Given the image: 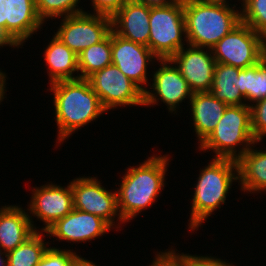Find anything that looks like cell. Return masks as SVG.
Masks as SVG:
<instances>
[{
    "instance_id": "cell-11",
    "label": "cell",
    "mask_w": 266,
    "mask_h": 266,
    "mask_svg": "<svg viewBox=\"0 0 266 266\" xmlns=\"http://www.w3.org/2000/svg\"><path fill=\"white\" fill-rule=\"evenodd\" d=\"M74 209L101 217L111 227L118 212L117 193L109 192L95 178H77L71 182Z\"/></svg>"
},
{
    "instance_id": "cell-9",
    "label": "cell",
    "mask_w": 266,
    "mask_h": 266,
    "mask_svg": "<svg viewBox=\"0 0 266 266\" xmlns=\"http://www.w3.org/2000/svg\"><path fill=\"white\" fill-rule=\"evenodd\" d=\"M112 64L144 91V105L155 104V94L142 88L140 83H147V63L156 56L143 44H139L117 35L111 30Z\"/></svg>"
},
{
    "instance_id": "cell-26",
    "label": "cell",
    "mask_w": 266,
    "mask_h": 266,
    "mask_svg": "<svg viewBox=\"0 0 266 266\" xmlns=\"http://www.w3.org/2000/svg\"><path fill=\"white\" fill-rule=\"evenodd\" d=\"M241 22L256 33L266 36V0H246L243 4Z\"/></svg>"
},
{
    "instance_id": "cell-24",
    "label": "cell",
    "mask_w": 266,
    "mask_h": 266,
    "mask_svg": "<svg viewBox=\"0 0 266 266\" xmlns=\"http://www.w3.org/2000/svg\"><path fill=\"white\" fill-rule=\"evenodd\" d=\"M77 57L78 69L82 73L80 79H87L94 72L111 65V31L102 41L84 49Z\"/></svg>"
},
{
    "instance_id": "cell-31",
    "label": "cell",
    "mask_w": 266,
    "mask_h": 266,
    "mask_svg": "<svg viewBox=\"0 0 266 266\" xmlns=\"http://www.w3.org/2000/svg\"><path fill=\"white\" fill-rule=\"evenodd\" d=\"M151 266H186V255H176L175 251L159 253Z\"/></svg>"
},
{
    "instance_id": "cell-5",
    "label": "cell",
    "mask_w": 266,
    "mask_h": 266,
    "mask_svg": "<svg viewBox=\"0 0 266 266\" xmlns=\"http://www.w3.org/2000/svg\"><path fill=\"white\" fill-rule=\"evenodd\" d=\"M246 142L237 155L236 145ZM256 142L251 125L250 105H229L212 133L200 143V148L213 149L217 158L237 160ZM249 146V147H248Z\"/></svg>"
},
{
    "instance_id": "cell-1",
    "label": "cell",
    "mask_w": 266,
    "mask_h": 266,
    "mask_svg": "<svg viewBox=\"0 0 266 266\" xmlns=\"http://www.w3.org/2000/svg\"><path fill=\"white\" fill-rule=\"evenodd\" d=\"M60 142L106 111L87 79L51 84Z\"/></svg>"
},
{
    "instance_id": "cell-7",
    "label": "cell",
    "mask_w": 266,
    "mask_h": 266,
    "mask_svg": "<svg viewBox=\"0 0 266 266\" xmlns=\"http://www.w3.org/2000/svg\"><path fill=\"white\" fill-rule=\"evenodd\" d=\"M216 63L247 68L265 56L264 37L242 22L211 49Z\"/></svg>"
},
{
    "instance_id": "cell-14",
    "label": "cell",
    "mask_w": 266,
    "mask_h": 266,
    "mask_svg": "<svg viewBox=\"0 0 266 266\" xmlns=\"http://www.w3.org/2000/svg\"><path fill=\"white\" fill-rule=\"evenodd\" d=\"M110 228L111 226L101 217L73 209L45 232L58 237L59 240L83 242L103 235Z\"/></svg>"
},
{
    "instance_id": "cell-36",
    "label": "cell",
    "mask_w": 266,
    "mask_h": 266,
    "mask_svg": "<svg viewBox=\"0 0 266 266\" xmlns=\"http://www.w3.org/2000/svg\"><path fill=\"white\" fill-rule=\"evenodd\" d=\"M72 266H96L92 262L81 258L80 256L76 259Z\"/></svg>"
},
{
    "instance_id": "cell-35",
    "label": "cell",
    "mask_w": 266,
    "mask_h": 266,
    "mask_svg": "<svg viewBox=\"0 0 266 266\" xmlns=\"http://www.w3.org/2000/svg\"><path fill=\"white\" fill-rule=\"evenodd\" d=\"M135 1H140V2H145L147 4H151V5H158V4H169L172 2H175L177 0H135Z\"/></svg>"
},
{
    "instance_id": "cell-2",
    "label": "cell",
    "mask_w": 266,
    "mask_h": 266,
    "mask_svg": "<svg viewBox=\"0 0 266 266\" xmlns=\"http://www.w3.org/2000/svg\"><path fill=\"white\" fill-rule=\"evenodd\" d=\"M227 3L184 0L186 38L189 45L212 49L241 23L239 12Z\"/></svg>"
},
{
    "instance_id": "cell-23",
    "label": "cell",
    "mask_w": 266,
    "mask_h": 266,
    "mask_svg": "<svg viewBox=\"0 0 266 266\" xmlns=\"http://www.w3.org/2000/svg\"><path fill=\"white\" fill-rule=\"evenodd\" d=\"M238 88L245 100L266 98V55L257 64L239 70Z\"/></svg>"
},
{
    "instance_id": "cell-15",
    "label": "cell",
    "mask_w": 266,
    "mask_h": 266,
    "mask_svg": "<svg viewBox=\"0 0 266 266\" xmlns=\"http://www.w3.org/2000/svg\"><path fill=\"white\" fill-rule=\"evenodd\" d=\"M150 9L151 4L129 0L112 17V30L124 39L148 47Z\"/></svg>"
},
{
    "instance_id": "cell-34",
    "label": "cell",
    "mask_w": 266,
    "mask_h": 266,
    "mask_svg": "<svg viewBox=\"0 0 266 266\" xmlns=\"http://www.w3.org/2000/svg\"><path fill=\"white\" fill-rule=\"evenodd\" d=\"M2 45H10V46H18L5 32L3 28L0 27V46Z\"/></svg>"
},
{
    "instance_id": "cell-28",
    "label": "cell",
    "mask_w": 266,
    "mask_h": 266,
    "mask_svg": "<svg viewBox=\"0 0 266 266\" xmlns=\"http://www.w3.org/2000/svg\"><path fill=\"white\" fill-rule=\"evenodd\" d=\"M250 105L252 132L256 142L263 139L266 135V98Z\"/></svg>"
},
{
    "instance_id": "cell-18",
    "label": "cell",
    "mask_w": 266,
    "mask_h": 266,
    "mask_svg": "<svg viewBox=\"0 0 266 266\" xmlns=\"http://www.w3.org/2000/svg\"><path fill=\"white\" fill-rule=\"evenodd\" d=\"M160 62L162 67L154 74L153 90L162 99L161 101L169 106L168 109L174 111L177 104L181 103L185 98H191L193 93L179 69L167 65L169 59H160ZM187 95L188 97H186Z\"/></svg>"
},
{
    "instance_id": "cell-4",
    "label": "cell",
    "mask_w": 266,
    "mask_h": 266,
    "mask_svg": "<svg viewBox=\"0 0 266 266\" xmlns=\"http://www.w3.org/2000/svg\"><path fill=\"white\" fill-rule=\"evenodd\" d=\"M238 172L237 161L228 158L213 159L201 170L193 196L190 228L196 229L223 203L233 180H238L233 171Z\"/></svg>"
},
{
    "instance_id": "cell-29",
    "label": "cell",
    "mask_w": 266,
    "mask_h": 266,
    "mask_svg": "<svg viewBox=\"0 0 266 266\" xmlns=\"http://www.w3.org/2000/svg\"><path fill=\"white\" fill-rule=\"evenodd\" d=\"M78 257L70 250L48 248L36 266H72Z\"/></svg>"
},
{
    "instance_id": "cell-10",
    "label": "cell",
    "mask_w": 266,
    "mask_h": 266,
    "mask_svg": "<svg viewBox=\"0 0 266 266\" xmlns=\"http://www.w3.org/2000/svg\"><path fill=\"white\" fill-rule=\"evenodd\" d=\"M94 15L83 12L65 16L55 35L75 54H80L84 49L102 41L112 30L111 17Z\"/></svg>"
},
{
    "instance_id": "cell-17",
    "label": "cell",
    "mask_w": 266,
    "mask_h": 266,
    "mask_svg": "<svg viewBox=\"0 0 266 266\" xmlns=\"http://www.w3.org/2000/svg\"><path fill=\"white\" fill-rule=\"evenodd\" d=\"M29 215L17 206L0 209V247L8 253L26 241L36 230Z\"/></svg>"
},
{
    "instance_id": "cell-3",
    "label": "cell",
    "mask_w": 266,
    "mask_h": 266,
    "mask_svg": "<svg viewBox=\"0 0 266 266\" xmlns=\"http://www.w3.org/2000/svg\"><path fill=\"white\" fill-rule=\"evenodd\" d=\"M168 157H150L137 168H129L117 193L121 222L136 216L150 206L164 186Z\"/></svg>"
},
{
    "instance_id": "cell-27",
    "label": "cell",
    "mask_w": 266,
    "mask_h": 266,
    "mask_svg": "<svg viewBox=\"0 0 266 266\" xmlns=\"http://www.w3.org/2000/svg\"><path fill=\"white\" fill-rule=\"evenodd\" d=\"M36 10L44 21L45 18L57 17L66 14L65 16H71L83 13L80 9L76 10V4L79 0H35Z\"/></svg>"
},
{
    "instance_id": "cell-25",
    "label": "cell",
    "mask_w": 266,
    "mask_h": 266,
    "mask_svg": "<svg viewBox=\"0 0 266 266\" xmlns=\"http://www.w3.org/2000/svg\"><path fill=\"white\" fill-rule=\"evenodd\" d=\"M47 249L42 235L35 231L17 248L5 253L7 266H36Z\"/></svg>"
},
{
    "instance_id": "cell-32",
    "label": "cell",
    "mask_w": 266,
    "mask_h": 266,
    "mask_svg": "<svg viewBox=\"0 0 266 266\" xmlns=\"http://www.w3.org/2000/svg\"><path fill=\"white\" fill-rule=\"evenodd\" d=\"M186 266H232L230 263L210 257L186 255Z\"/></svg>"
},
{
    "instance_id": "cell-33",
    "label": "cell",
    "mask_w": 266,
    "mask_h": 266,
    "mask_svg": "<svg viewBox=\"0 0 266 266\" xmlns=\"http://www.w3.org/2000/svg\"><path fill=\"white\" fill-rule=\"evenodd\" d=\"M0 27L6 32V0H0Z\"/></svg>"
},
{
    "instance_id": "cell-38",
    "label": "cell",
    "mask_w": 266,
    "mask_h": 266,
    "mask_svg": "<svg viewBox=\"0 0 266 266\" xmlns=\"http://www.w3.org/2000/svg\"><path fill=\"white\" fill-rule=\"evenodd\" d=\"M0 251H1V248H0ZM0 254H1V252H0ZM0 266H7V259L4 260L1 258V256H0Z\"/></svg>"
},
{
    "instance_id": "cell-6",
    "label": "cell",
    "mask_w": 266,
    "mask_h": 266,
    "mask_svg": "<svg viewBox=\"0 0 266 266\" xmlns=\"http://www.w3.org/2000/svg\"><path fill=\"white\" fill-rule=\"evenodd\" d=\"M148 48L156 59H170L183 47L182 33L186 32L184 0L169 4L151 5Z\"/></svg>"
},
{
    "instance_id": "cell-13",
    "label": "cell",
    "mask_w": 266,
    "mask_h": 266,
    "mask_svg": "<svg viewBox=\"0 0 266 266\" xmlns=\"http://www.w3.org/2000/svg\"><path fill=\"white\" fill-rule=\"evenodd\" d=\"M34 191L29 210L45 222L44 232L74 209L71 183L64 189L49 184Z\"/></svg>"
},
{
    "instance_id": "cell-8",
    "label": "cell",
    "mask_w": 266,
    "mask_h": 266,
    "mask_svg": "<svg viewBox=\"0 0 266 266\" xmlns=\"http://www.w3.org/2000/svg\"><path fill=\"white\" fill-rule=\"evenodd\" d=\"M87 80L106 110L120 105H144V91L113 64L94 72Z\"/></svg>"
},
{
    "instance_id": "cell-21",
    "label": "cell",
    "mask_w": 266,
    "mask_h": 266,
    "mask_svg": "<svg viewBox=\"0 0 266 266\" xmlns=\"http://www.w3.org/2000/svg\"><path fill=\"white\" fill-rule=\"evenodd\" d=\"M238 180L243 190H266V152L248 149L237 160Z\"/></svg>"
},
{
    "instance_id": "cell-39",
    "label": "cell",
    "mask_w": 266,
    "mask_h": 266,
    "mask_svg": "<svg viewBox=\"0 0 266 266\" xmlns=\"http://www.w3.org/2000/svg\"><path fill=\"white\" fill-rule=\"evenodd\" d=\"M204 1L226 3V0H204Z\"/></svg>"
},
{
    "instance_id": "cell-37",
    "label": "cell",
    "mask_w": 266,
    "mask_h": 266,
    "mask_svg": "<svg viewBox=\"0 0 266 266\" xmlns=\"http://www.w3.org/2000/svg\"><path fill=\"white\" fill-rule=\"evenodd\" d=\"M5 74L0 71V101L4 98Z\"/></svg>"
},
{
    "instance_id": "cell-16",
    "label": "cell",
    "mask_w": 266,
    "mask_h": 266,
    "mask_svg": "<svg viewBox=\"0 0 266 266\" xmlns=\"http://www.w3.org/2000/svg\"><path fill=\"white\" fill-rule=\"evenodd\" d=\"M43 23L35 0H6V33L21 45Z\"/></svg>"
},
{
    "instance_id": "cell-30",
    "label": "cell",
    "mask_w": 266,
    "mask_h": 266,
    "mask_svg": "<svg viewBox=\"0 0 266 266\" xmlns=\"http://www.w3.org/2000/svg\"><path fill=\"white\" fill-rule=\"evenodd\" d=\"M129 0H92L96 14L113 17Z\"/></svg>"
},
{
    "instance_id": "cell-12",
    "label": "cell",
    "mask_w": 266,
    "mask_h": 266,
    "mask_svg": "<svg viewBox=\"0 0 266 266\" xmlns=\"http://www.w3.org/2000/svg\"><path fill=\"white\" fill-rule=\"evenodd\" d=\"M183 48L169 59L176 66L192 93L210 92L214 77L216 60L213 55L203 51L201 47Z\"/></svg>"
},
{
    "instance_id": "cell-20",
    "label": "cell",
    "mask_w": 266,
    "mask_h": 266,
    "mask_svg": "<svg viewBox=\"0 0 266 266\" xmlns=\"http://www.w3.org/2000/svg\"><path fill=\"white\" fill-rule=\"evenodd\" d=\"M45 61L48 63L51 83L80 79L79 76L73 77L74 71L78 69V57L59 37H53L45 51Z\"/></svg>"
},
{
    "instance_id": "cell-40",
    "label": "cell",
    "mask_w": 266,
    "mask_h": 266,
    "mask_svg": "<svg viewBox=\"0 0 266 266\" xmlns=\"http://www.w3.org/2000/svg\"><path fill=\"white\" fill-rule=\"evenodd\" d=\"M264 40H266V36L264 37ZM265 55H266V41H265Z\"/></svg>"
},
{
    "instance_id": "cell-22",
    "label": "cell",
    "mask_w": 266,
    "mask_h": 266,
    "mask_svg": "<svg viewBox=\"0 0 266 266\" xmlns=\"http://www.w3.org/2000/svg\"><path fill=\"white\" fill-rule=\"evenodd\" d=\"M241 68L223 63H216L210 93L219 101L229 105H246L238 88V74Z\"/></svg>"
},
{
    "instance_id": "cell-19",
    "label": "cell",
    "mask_w": 266,
    "mask_h": 266,
    "mask_svg": "<svg viewBox=\"0 0 266 266\" xmlns=\"http://www.w3.org/2000/svg\"><path fill=\"white\" fill-rule=\"evenodd\" d=\"M190 101L195 132L202 143L216 128L228 105L210 92L193 93Z\"/></svg>"
}]
</instances>
